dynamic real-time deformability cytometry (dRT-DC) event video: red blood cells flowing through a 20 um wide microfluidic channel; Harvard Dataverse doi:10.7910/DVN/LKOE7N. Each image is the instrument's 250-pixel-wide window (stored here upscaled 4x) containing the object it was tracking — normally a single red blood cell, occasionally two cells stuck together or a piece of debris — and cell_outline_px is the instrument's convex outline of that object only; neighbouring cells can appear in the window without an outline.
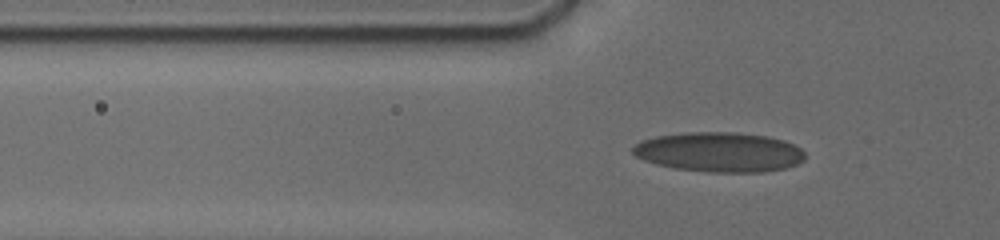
{"species": "human", "species_latin": "Homo sapiens", "temperature_condition": "cold", "stored_images_in_passage": 63, "camera_frame_rate_fps": 3000, "um_per_image_px": 0.085, "donor": {"sex": "male"}, "frame": {"image": 1, "passage_image": 23, "time_ms": 6.333, "image_size_px": [1000, 240], "cell_outline_px": [[804, 160], [796, 164], [784, 168], [764, 172], [708, 172], [676, 168], [656, 164], [644, 160], [636, 156], [632, 152], [632, 148], [640, 140], [656, 136], [688, 132], [736, 132], [768, 136], [784, 140], [800, 148], [804, 152]], "centroid_in_image_um": [61.13, 12.92], "position_along_channel_um": 64.7, "area_um2": 39.88}}
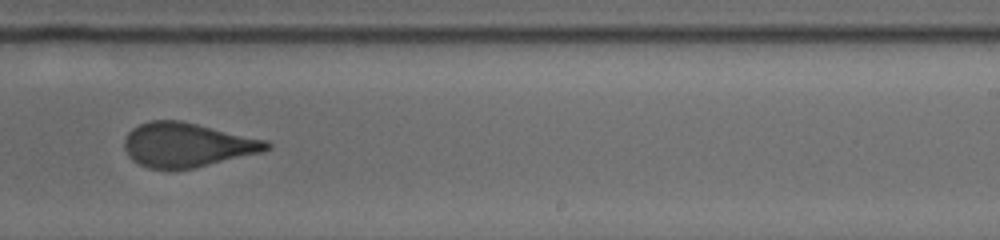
{"frame": {"image": 2, "passage_image": 44, "time_ms": 12.0, "image_size_px": [1000, 240], "cell_outline_px": [[272, 148], [264, 152], [196, 168], [148, 168], [132, 160], [128, 156], [124, 148], [124, 140], [128, 132], [132, 128], [148, 120], [180, 120], [268, 140], [272, 144]], "centroid_in_image_um": [15.94, 12.31], "position_along_channel_um": 273.1, "area_um2": 36.93}}
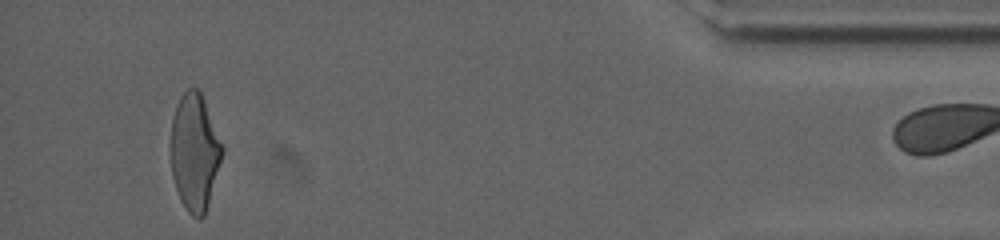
{"frame": {"image": 3, "passage_image": 62, "time_ms": 17.333, "image_size_px": [1000, 240], "cell_outline_px": [[224, 152], [208, 204], [204, 216], [200, 220], [196, 220], [188, 212], [180, 200], [172, 176], [172, 116], [180, 96], [188, 88], [196, 88], [200, 92], [204, 100], [224, 148]], "centroid_in_image_um": [16.56, 12.96], "position_along_channel_um": 418.6, "area_um2": 34.74}, "authors_computed_cell_mechanics": {"area_um2": 37.0498, "velocity_mm_per_s": 3.7967, "shape_relaxation_time_tau1_ms": 8.3924, "shape_relaxation_time_tau2_ms": 0.8585, "deformation_change_tau1": 0.2163, "deformation_change_tau2": 0.0936}}